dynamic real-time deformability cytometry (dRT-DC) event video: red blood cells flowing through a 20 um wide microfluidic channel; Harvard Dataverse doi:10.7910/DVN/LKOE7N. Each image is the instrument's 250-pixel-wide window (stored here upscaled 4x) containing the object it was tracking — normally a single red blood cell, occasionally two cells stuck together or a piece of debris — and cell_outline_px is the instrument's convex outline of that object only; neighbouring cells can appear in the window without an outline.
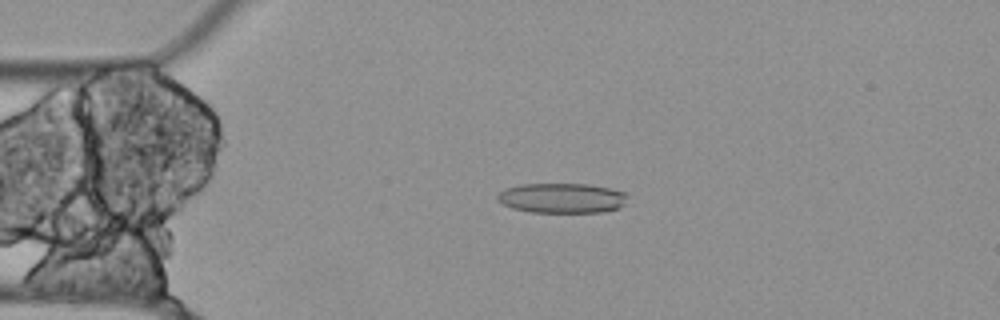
{"species": "Egyptian fruit bat (a non-hibernating species)", "species_latin": "Rousettus aegyptiacus", "temperature_condition": "cold", "stored_images_in_passage": 37, "segment_of_instrument_passage": [1, 2], "camera_frame_rate_fps": 3000, "um_per_image_px": 0.085, "animal": {"sex": "female"}, "frame": {"image": 1, "passage_image": 2, "time_ms": 0.333, "image_size_px": [1000, 320], "cell_outline_px": [[628, 196], [624, 204], [620, 208], [604, 212], [532, 212], [512, 208], [496, 200], [496, 196], [500, 192], [508, 188], [520, 184], [588, 184], [612, 188], [624, 192]], "centroid_in_image_um": [47.8, 16.83], "position_along_channel_um": 37.2, "area_um2": 22.77}}
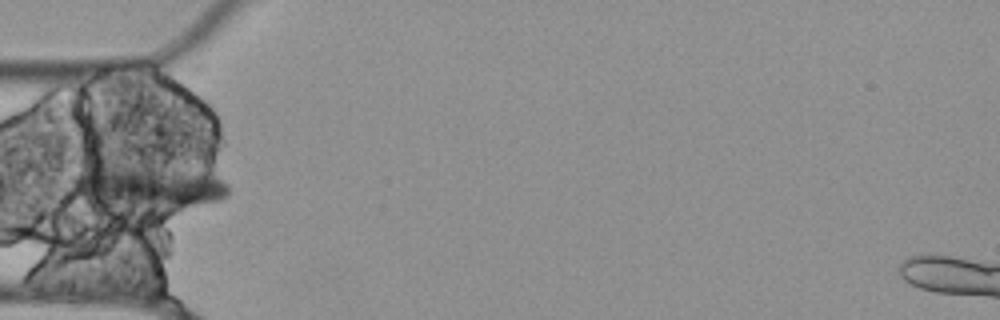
{"frame": {"image": 2, "passage_image": 7, "time_ms": 2.0, "image_size_px": [1000, 320], "cell_outline_px": [[228, 196], [220, 200], [172, 212], [168, 212], [100, 204], [84, 196], [80, 172], [80, 168], [132, 164], [204, 172], [228, 184]], "centroid_in_image_um": [12.83, 15.92], "position_along_channel_um": 72.2, "area_um2": 39.02}}